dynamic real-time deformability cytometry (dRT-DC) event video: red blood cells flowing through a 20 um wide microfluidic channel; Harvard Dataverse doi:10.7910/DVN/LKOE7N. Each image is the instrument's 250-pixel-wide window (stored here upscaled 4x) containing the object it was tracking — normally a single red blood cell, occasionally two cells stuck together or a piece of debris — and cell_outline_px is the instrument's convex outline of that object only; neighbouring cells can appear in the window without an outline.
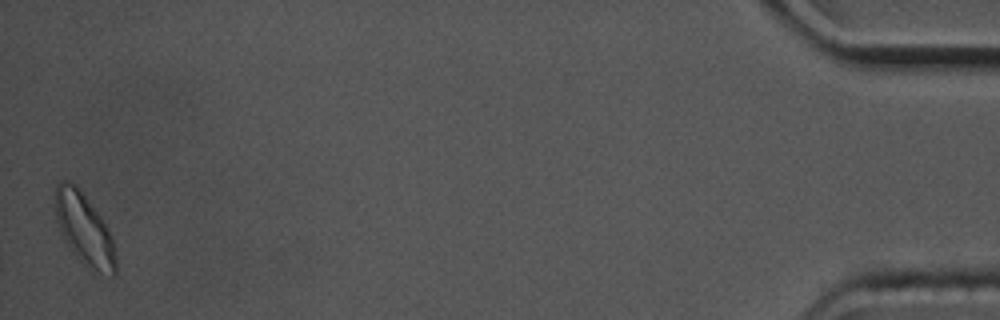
{"species": "common noctule bat (a hibernating species)", "species_latin": "Nyctalus noctula", "temperature_condition": "cold", "stored_images_in_passage": 43, "camera_frame_rate_fps": 3000, "um_per_image_px": 0.085, "animal": {"sex": "male", "body_mass_g": 17.5, "forearm_length_mm": 52.3}, "frame": {"image": 1, "passage_image": 43, "time_ms": 14.0, "image_size_px": [1000, 320], "cell_outline_px": [[116, 276], [112, 276], [100, 272], [92, 268], [80, 260], [72, 252], [64, 240], [60, 232], [56, 220], [56, 184], [60, 180], [68, 180], [76, 184], [100, 216], [108, 228], [112, 236], [116, 256]], "centroid_in_image_um": [7.17, 19.47], "position_along_channel_um": 428.0, "area_um2": 25.09}, "authors_computed_cell_mechanics": {"area_um2": 19.0162, "velocity_mm_per_s": 3.4378, "shape_relaxation_time_tau1_ms": 6.5922, "shape_relaxation_time_tau2_ms": null, "deformation_change_tau1": 0.1936, "deformation_change_tau2": null}}